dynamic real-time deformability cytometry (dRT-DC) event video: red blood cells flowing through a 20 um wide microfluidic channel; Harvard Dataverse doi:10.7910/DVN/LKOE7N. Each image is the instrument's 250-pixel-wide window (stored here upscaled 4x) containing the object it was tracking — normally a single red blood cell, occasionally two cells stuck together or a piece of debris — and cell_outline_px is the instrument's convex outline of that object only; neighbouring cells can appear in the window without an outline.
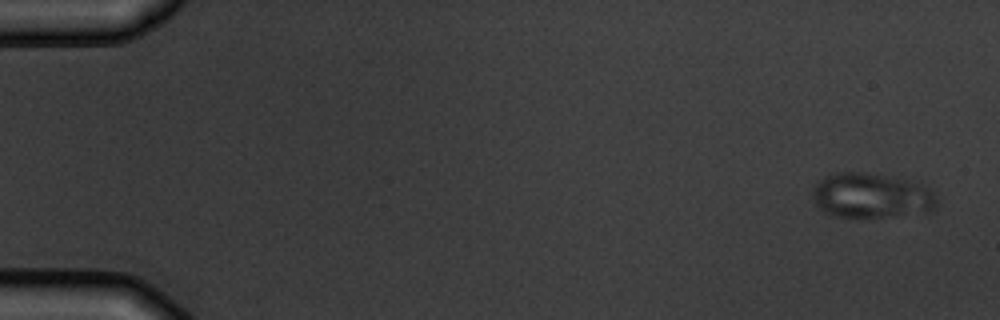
{"species": "common noctule bat (a hibernating species)", "species_latin": "Nyctalus noctula", "temperature_condition": "warm", "stored_images_in_passage": 5, "camera_frame_rate_fps": 3000, "um_per_image_px": 0.085, "animal": {"sex": "male", "body_mass_g": 19.5, "forearm_length_mm": 54.6}, "frame": {"image": 1, "passage_image": 1, "time_ms": 0.0, "image_size_px": [1000, 320], "cell_outline_px": [[936, 208], [932, 212], [860, 220], [836, 216], [824, 212], [816, 204], [812, 196], [812, 188], [824, 176], [836, 172], [864, 172], [908, 180], [932, 188], [936, 192]], "centroid_in_image_um": [74.09, 16.67], "position_along_channel_um": 10.9, "area_um2": 33.58}}